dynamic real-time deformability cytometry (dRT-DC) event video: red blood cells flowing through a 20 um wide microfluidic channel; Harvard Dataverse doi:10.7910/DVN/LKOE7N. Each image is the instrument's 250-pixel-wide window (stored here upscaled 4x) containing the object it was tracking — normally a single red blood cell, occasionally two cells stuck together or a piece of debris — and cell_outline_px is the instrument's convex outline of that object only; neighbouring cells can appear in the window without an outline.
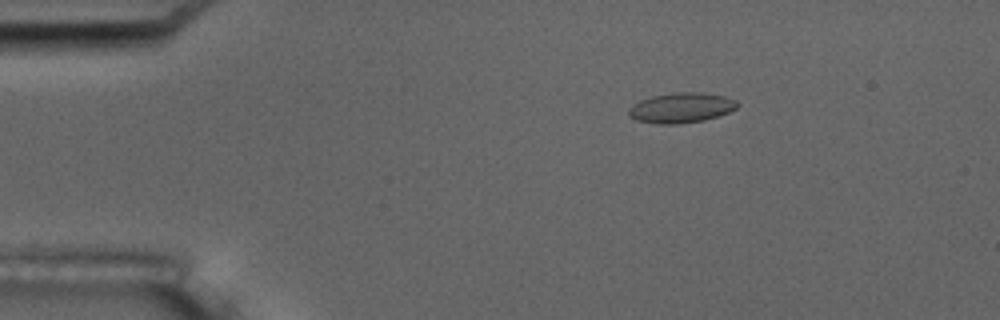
{"species": "common noctule bat (a hibernating species)", "species_latin": "Nyctalus noctula", "temperature_condition": "room temperature", "stored_images_in_passage": 8, "camera_frame_rate_fps": 3000, "um_per_image_px": 0.085, "animal": {"sex": "male", "body_mass_g": 17.5, "forearm_length_mm": 52.3}, "frame": {"image": 1, "passage_image": 3, "time_ms": 2.333, "image_size_px": [1000, 320], "cell_outline_px": [[740, 104], [736, 108], [728, 112], [704, 120], [676, 124], [660, 124], [636, 120], [628, 116], [628, 108], [632, 104], [640, 100], [652, 96], [676, 92], [700, 92], [724, 96], [736, 100]], "centroid_in_image_um": [57.88, 9.15], "position_along_channel_um": 27.1, "area_um2": 19.07}}